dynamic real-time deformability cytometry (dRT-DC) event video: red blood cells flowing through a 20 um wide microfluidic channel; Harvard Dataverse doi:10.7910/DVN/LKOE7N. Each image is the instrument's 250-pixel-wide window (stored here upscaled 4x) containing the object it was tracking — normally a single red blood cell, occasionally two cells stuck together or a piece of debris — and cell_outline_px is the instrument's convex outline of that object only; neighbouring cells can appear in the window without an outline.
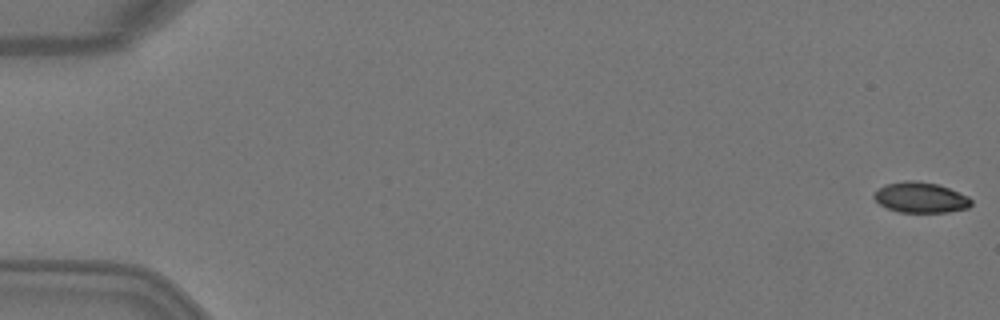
{"species": "Egyptian fruit bat (a non-hibernating species)", "species_latin": "Rousettus aegyptiacus", "temperature_condition": "warm", "stored_images_in_passage": 5, "camera_frame_rate_fps": 3000, "um_per_image_px": 0.085, "animal": {"sex": "female"}, "frame": {"image": 1, "passage_image": 1, "time_ms": 0.0, "image_size_px": [1000, 320], "cell_outline_px": [[972, 204], [968, 208], [948, 212], [900, 212], [888, 208], [880, 204], [872, 196], [884, 184], [904, 180], [916, 180], [936, 184], [948, 188], [968, 196], [972, 200]], "centroid_in_image_um": [78.26, 16.78], "position_along_channel_um": 6.7, "area_um2": 17.22}}
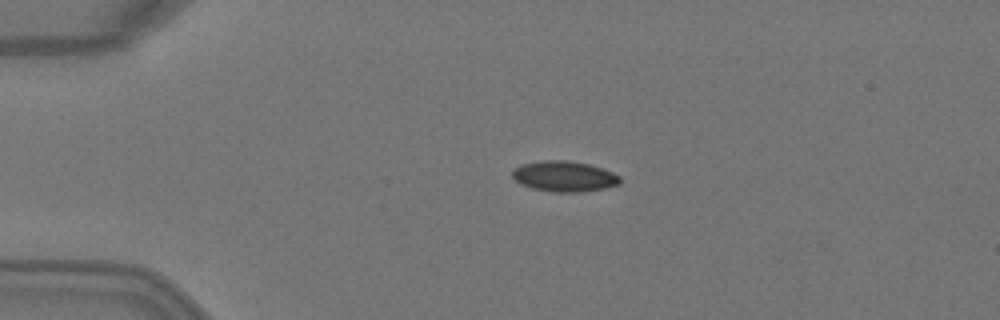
{"frame": {"image": 2, "passage_image": 4, "time_ms": 1.0, "image_size_px": [1000, 320], "cell_outline_px": [[620, 184], [604, 188], [580, 192], [552, 192], [532, 188], [520, 184], [512, 176], [512, 168], [520, 164], [544, 160], [564, 160], [588, 164], [612, 172], [620, 176]], "centroid_in_image_um": [47.92, 14.99], "position_along_channel_um": 37.1, "area_um2": 19.19}}